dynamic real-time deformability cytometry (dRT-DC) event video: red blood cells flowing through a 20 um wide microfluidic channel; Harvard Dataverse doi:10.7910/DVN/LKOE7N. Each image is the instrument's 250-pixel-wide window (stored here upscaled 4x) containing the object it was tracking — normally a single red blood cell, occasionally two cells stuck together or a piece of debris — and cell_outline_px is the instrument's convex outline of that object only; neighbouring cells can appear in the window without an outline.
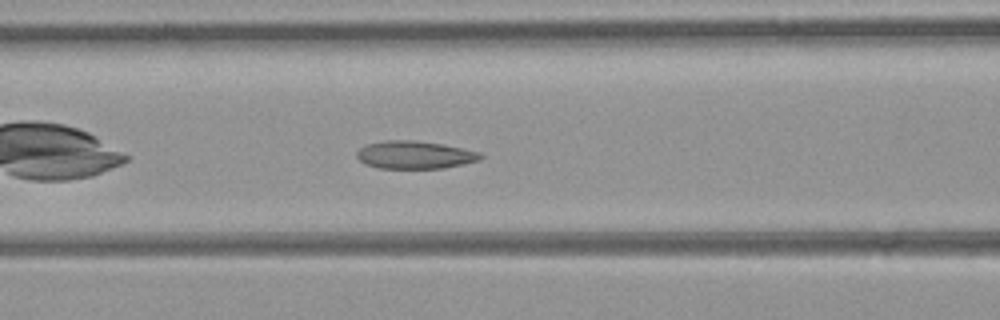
{"species": "common noctule bat (a hibernating species)", "species_latin": "Nyctalus noctula", "temperature_condition": "room temperature", "stored_images_in_passage": 34, "camera_frame_rate_fps": 3000, "um_per_image_px": 0.085, "animal": {"sex": "female", "body_mass_g": 21.9}, "frame": {"image": 1, "passage_image": 7, "time_ms": 2.0, "image_size_px": [1000, 320], "cell_outline_px": [[484, 156], [480, 160], [444, 168], [380, 168], [364, 164], [356, 156], [356, 152], [364, 144], [384, 140], [412, 140], [440, 144], [480, 152]], "centroid_in_image_um": [35.21, 13.16], "position_along_channel_um": 131.4, "area_um2": 20.0}}
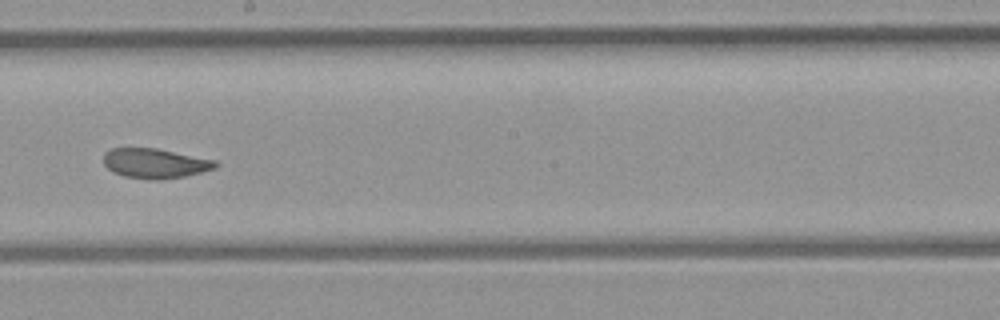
{"frame": {"image": 2, "passage_image": 14, "time_ms": 4.333, "image_size_px": [1000, 320], "cell_outline_px": [[220, 164], [216, 168], [184, 176], [160, 180], [152, 180], [124, 176], [108, 168], [104, 164], [104, 152], [112, 148], [156, 148], [216, 160]], "centroid_in_image_um": [13.2, 13.88], "position_along_channel_um": 235.0, "area_um2": 19.36}}
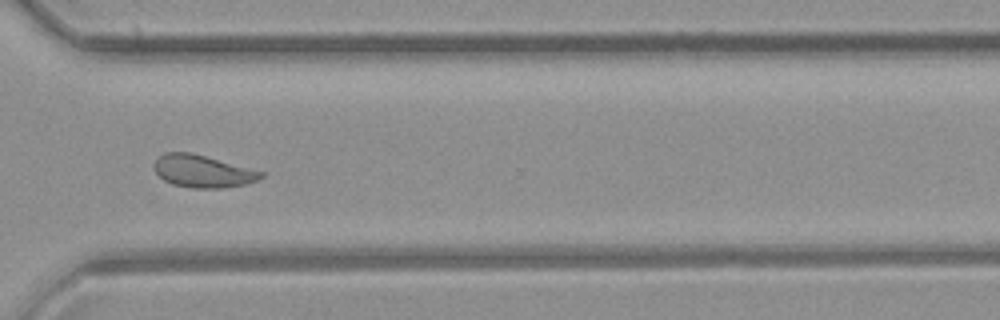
{"frame": {"image": 3, "passage_image": 22, "time_ms": 7.0, "image_size_px": [1000, 320], "cell_outline_px": [[264, 176], [256, 180], [244, 184], [224, 188], [192, 188], [172, 184], [164, 180], [152, 168], [152, 164], [164, 152], [192, 152], [264, 172]], "centroid_in_image_um": [17.19, 14.55], "position_along_channel_um": 353.4, "area_um2": 20.17}, "authors_computed_cell_mechanics": {"area_um2": 20.4323, "velocity_mm_per_s": 4.4472, "shape_relaxation_time_tau1_ms": 8.2143, "shape_relaxation_time_tau2_ms": 1.307, "deformation_change_tau1": 0.1728, "deformation_change_tau2": 0.0741}}